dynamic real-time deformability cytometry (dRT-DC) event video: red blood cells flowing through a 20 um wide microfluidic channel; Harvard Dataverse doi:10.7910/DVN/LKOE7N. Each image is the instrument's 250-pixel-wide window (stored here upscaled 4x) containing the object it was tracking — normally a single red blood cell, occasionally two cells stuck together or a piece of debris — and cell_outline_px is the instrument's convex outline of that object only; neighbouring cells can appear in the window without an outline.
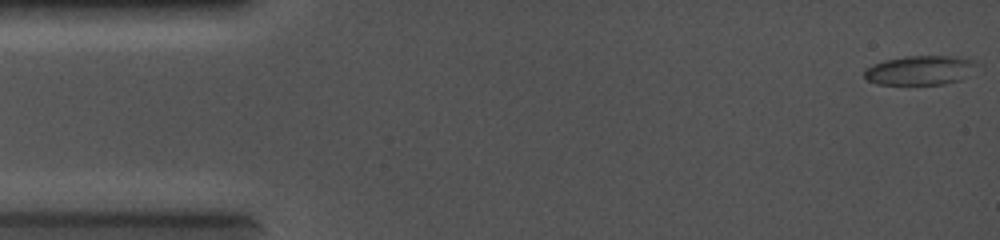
{"species": "common noctule bat (a hibernating species)", "species_latin": "Nyctalus noctula", "temperature_condition": "cold", "stored_images_in_passage": 67, "camera_frame_rate_fps": 5000, "um_per_image_px": 0.085, "animal": {"sex": "female", "body_mass_g": 19.0, "forearm_length_mm": 56.7}, "frame": {"image": 1, "passage_image": 1, "time_ms": 0.0, "image_size_px": [1000, 240], "cell_outline_px": [[980, 64], [960, 80], [944, 84], [876, 84], [868, 80], [864, 76], [864, 68], [884, 60], [904, 56], [952, 56], [972, 60]], "centroid_in_image_um": [78.18, 5.97], "position_along_channel_um": 6.8, "area_um2": 19.13}}
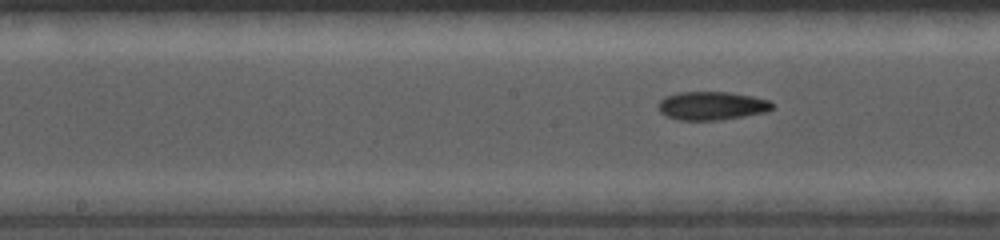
{"frame": {"image": 2, "passage_image": 33, "time_ms": 6.4, "image_size_px": [1000, 240], "cell_outline_px": [[772, 108], [768, 112], [720, 120], [680, 120], [668, 116], [660, 112], [660, 100], [664, 96], [680, 92], [728, 92], [752, 96], [768, 100], [772, 104]], "centroid_in_image_um": [60.51, 8.99], "position_along_channel_um": 187.7, "area_um2": 18.73}}
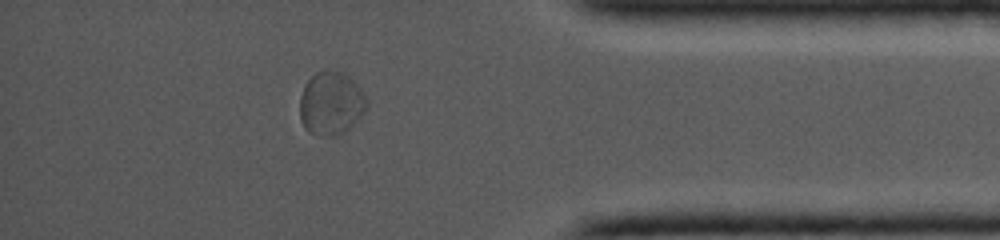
{"frame": {"image": 3, "passage_image": 58, "time_ms": 11.4, "image_size_px": [1000, 240], "cell_outline_px": [[368, 108], [348, 128], [336, 136], [316, 136], [308, 132], [304, 128], [300, 120], [300, 96], [304, 84], [316, 72], [340, 72], [348, 76], [360, 88], [368, 104]], "centroid_in_image_um": [28.1, 8.82], "position_along_channel_um": 407.1, "area_um2": 24.45}}